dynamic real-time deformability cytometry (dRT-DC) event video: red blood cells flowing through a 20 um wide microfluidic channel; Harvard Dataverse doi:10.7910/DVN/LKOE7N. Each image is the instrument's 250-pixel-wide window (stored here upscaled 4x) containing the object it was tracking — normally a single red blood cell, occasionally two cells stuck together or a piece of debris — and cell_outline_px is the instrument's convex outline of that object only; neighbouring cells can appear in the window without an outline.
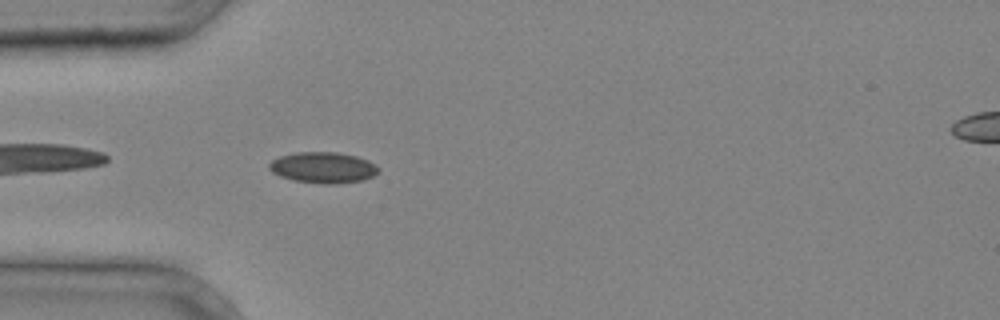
{"species": "common noctule bat (a hibernating species)", "species_latin": "Nyctalus noctula", "temperature_condition": "cold", "stored_images_in_passage": 5, "camera_frame_rate_fps": 3000, "um_per_image_px": 0.085, "animal": {"sex": "male", "body_mass_g": 20.4}, "frame": {"image": 1, "passage_image": 4, "time_ms": 1.0, "image_size_px": [1000, 320], "cell_outline_px": [[380, 172], [364, 180], [336, 184], [324, 184], [292, 180], [280, 176], [272, 172], [268, 168], [268, 164], [272, 160], [280, 156], [296, 152], [336, 152], [356, 156], [368, 160], [376, 164], [380, 168]], "centroid_in_image_um": [27.48, 14.24], "position_along_channel_um": 57.5, "area_um2": 19.94}}